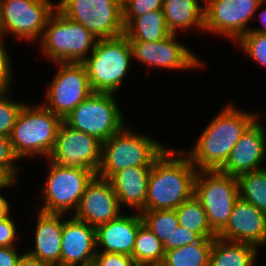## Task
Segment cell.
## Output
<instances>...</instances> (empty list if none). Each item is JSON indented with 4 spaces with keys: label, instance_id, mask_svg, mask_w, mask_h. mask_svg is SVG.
I'll return each mask as SVG.
<instances>
[{
    "label": "cell",
    "instance_id": "1f68e13d",
    "mask_svg": "<svg viewBox=\"0 0 266 266\" xmlns=\"http://www.w3.org/2000/svg\"><path fill=\"white\" fill-rule=\"evenodd\" d=\"M11 90L0 91V135L9 137L17 118L26 104L11 100Z\"/></svg>",
    "mask_w": 266,
    "mask_h": 266
},
{
    "label": "cell",
    "instance_id": "83f0119b",
    "mask_svg": "<svg viewBox=\"0 0 266 266\" xmlns=\"http://www.w3.org/2000/svg\"><path fill=\"white\" fill-rule=\"evenodd\" d=\"M143 224L163 243L165 252L171 250V235L179 226L175 209L140 212Z\"/></svg>",
    "mask_w": 266,
    "mask_h": 266
},
{
    "label": "cell",
    "instance_id": "60d3db41",
    "mask_svg": "<svg viewBox=\"0 0 266 266\" xmlns=\"http://www.w3.org/2000/svg\"><path fill=\"white\" fill-rule=\"evenodd\" d=\"M18 266H50V265L24 252L19 261Z\"/></svg>",
    "mask_w": 266,
    "mask_h": 266
},
{
    "label": "cell",
    "instance_id": "e575fe53",
    "mask_svg": "<svg viewBox=\"0 0 266 266\" xmlns=\"http://www.w3.org/2000/svg\"><path fill=\"white\" fill-rule=\"evenodd\" d=\"M3 35L0 34V91H7L11 89L12 79V65L10 55L7 53L6 44L4 43Z\"/></svg>",
    "mask_w": 266,
    "mask_h": 266
},
{
    "label": "cell",
    "instance_id": "7402d4cb",
    "mask_svg": "<svg viewBox=\"0 0 266 266\" xmlns=\"http://www.w3.org/2000/svg\"><path fill=\"white\" fill-rule=\"evenodd\" d=\"M152 167H131L114 173L108 180L123 205L140 212L146 204L148 178Z\"/></svg>",
    "mask_w": 266,
    "mask_h": 266
},
{
    "label": "cell",
    "instance_id": "277c9868",
    "mask_svg": "<svg viewBox=\"0 0 266 266\" xmlns=\"http://www.w3.org/2000/svg\"><path fill=\"white\" fill-rule=\"evenodd\" d=\"M124 126L102 142L101 164L97 176L109 179L114 173L131 167H152L167 148L150 135L139 134Z\"/></svg>",
    "mask_w": 266,
    "mask_h": 266
},
{
    "label": "cell",
    "instance_id": "7a4b0ae2",
    "mask_svg": "<svg viewBox=\"0 0 266 266\" xmlns=\"http://www.w3.org/2000/svg\"><path fill=\"white\" fill-rule=\"evenodd\" d=\"M197 171L182 150L167 147L153 163L146 204L140 212L178 208L194 195Z\"/></svg>",
    "mask_w": 266,
    "mask_h": 266
},
{
    "label": "cell",
    "instance_id": "44dd1931",
    "mask_svg": "<svg viewBox=\"0 0 266 266\" xmlns=\"http://www.w3.org/2000/svg\"><path fill=\"white\" fill-rule=\"evenodd\" d=\"M35 246L26 253L50 266H60L62 229L65 214L46 213L37 210Z\"/></svg>",
    "mask_w": 266,
    "mask_h": 266
},
{
    "label": "cell",
    "instance_id": "ab89813d",
    "mask_svg": "<svg viewBox=\"0 0 266 266\" xmlns=\"http://www.w3.org/2000/svg\"><path fill=\"white\" fill-rule=\"evenodd\" d=\"M17 181H8V182H5L1 187L0 189L2 188H10L12 187V185L14 186ZM10 206H9V201H7L6 198H4L2 196V194L0 195V219H3L5 217H7L9 214H10Z\"/></svg>",
    "mask_w": 266,
    "mask_h": 266
},
{
    "label": "cell",
    "instance_id": "e0dca14e",
    "mask_svg": "<svg viewBox=\"0 0 266 266\" xmlns=\"http://www.w3.org/2000/svg\"><path fill=\"white\" fill-rule=\"evenodd\" d=\"M266 159V131L259 117L246 129L235 143L220 172L238 177L244 173L264 169Z\"/></svg>",
    "mask_w": 266,
    "mask_h": 266
},
{
    "label": "cell",
    "instance_id": "5bb4252c",
    "mask_svg": "<svg viewBox=\"0 0 266 266\" xmlns=\"http://www.w3.org/2000/svg\"><path fill=\"white\" fill-rule=\"evenodd\" d=\"M101 152V141L63 121L48 159L59 165L90 169L97 173L101 164Z\"/></svg>",
    "mask_w": 266,
    "mask_h": 266
},
{
    "label": "cell",
    "instance_id": "6da1fadb",
    "mask_svg": "<svg viewBox=\"0 0 266 266\" xmlns=\"http://www.w3.org/2000/svg\"><path fill=\"white\" fill-rule=\"evenodd\" d=\"M248 112V113H247ZM260 114L226 104L204 128L191 150H182L197 170H219L232 148Z\"/></svg>",
    "mask_w": 266,
    "mask_h": 266
},
{
    "label": "cell",
    "instance_id": "9c48e42d",
    "mask_svg": "<svg viewBox=\"0 0 266 266\" xmlns=\"http://www.w3.org/2000/svg\"><path fill=\"white\" fill-rule=\"evenodd\" d=\"M120 110L114 93L93 92L63 121L104 142L126 125Z\"/></svg>",
    "mask_w": 266,
    "mask_h": 266
},
{
    "label": "cell",
    "instance_id": "5b68a950",
    "mask_svg": "<svg viewBox=\"0 0 266 266\" xmlns=\"http://www.w3.org/2000/svg\"><path fill=\"white\" fill-rule=\"evenodd\" d=\"M131 59V46L125 34L97 40L94 50L82 62L93 92L116 94L131 69Z\"/></svg>",
    "mask_w": 266,
    "mask_h": 266
},
{
    "label": "cell",
    "instance_id": "52a82bcc",
    "mask_svg": "<svg viewBox=\"0 0 266 266\" xmlns=\"http://www.w3.org/2000/svg\"><path fill=\"white\" fill-rule=\"evenodd\" d=\"M194 196L202 204L211 229L218 234L226 226L233 206L239 199L237 177L219 170H198Z\"/></svg>",
    "mask_w": 266,
    "mask_h": 266
},
{
    "label": "cell",
    "instance_id": "603a6c76",
    "mask_svg": "<svg viewBox=\"0 0 266 266\" xmlns=\"http://www.w3.org/2000/svg\"><path fill=\"white\" fill-rule=\"evenodd\" d=\"M200 0H164L163 12L167 27L172 34L193 28L204 31L205 6Z\"/></svg>",
    "mask_w": 266,
    "mask_h": 266
},
{
    "label": "cell",
    "instance_id": "8fae6325",
    "mask_svg": "<svg viewBox=\"0 0 266 266\" xmlns=\"http://www.w3.org/2000/svg\"><path fill=\"white\" fill-rule=\"evenodd\" d=\"M50 0H0V34L18 40L41 39L49 17L56 10Z\"/></svg>",
    "mask_w": 266,
    "mask_h": 266
},
{
    "label": "cell",
    "instance_id": "8992f818",
    "mask_svg": "<svg viewBox=\"0 0 266 266\" xmlns=\"http://www.w3.org/2000/svg\"><path fill=\"white\" fill-rule=\"evenodd\" d=\"M37 42L41 44L43 55L54 63H82L94 50L97 39L87 28L56 8Z\"/></svg>",
    "mask_w": 266,
    "mask_h": 266
},
{
    "label": "cell",
    "instance_id": "9a60e30c",
    "mask_svg": "<svg viewBox=\"0 0 266 266\" xmlns=\"http://www.w3.org/2000/svg\"><path fill=\"white\" fill-rule=\"evenodd\" d=\"M176 36L171 34L156 42L129 41L133 59L156 69L192 70L201 67L200 58L185 44L177 42Z\"/></svg>",
    "mask_w": 266,
    "mask_h": 266
},
{
    "label": "cell",
    "instance_id": "f546056e",
    "mask_svg": "<svg viewBox=\"0 0 266 266\" xmlns=\"http://www.w3.org/2000/svg\"><path fill=\"white\" fill-rule=\"evenodd\" d=\"M165 255L163 243L144 224L139 227L135 238L132 258L137 266L162 263Z\"/></svg>",
    "mask_w": 266,
    "mask_h": 266
},
{
    "label": "cell",
    "instance_id": "ffe728a7",
    "mask_svg": "<svg viewBox=\"0 0 266 266\" xmlns=\"http://www.w3.org/2000/svg\"><path fill=\"white\" fill-rule=\"evenodd\" d=\"M142 224L140 212H135L131 215L121 213L117 218L99 225L95 228L97 252L120 253L132 257L135 238Z\"/></svg>",
    "mask_w": 266,
    "mask_h": 266
},
{
    "label": "cell",
    "instance_id": "ba28073f",
    "mask_svg": "<svg viewBox=\"0 0 266 266\" xmlns=\"http://www.w3.org/2000/svg\"><path fill=\"white\" fill-rule=\"evenodd\" d=\"M49 174L42 187L43 205L36 210L46 213L65 214L77 210L87 184L96 173L90 169H81L59 165L48 161ZM72 209V210H71Z\"/></svg>",
    "mask_w": 266,
    "mask_h": 266
},
{
    "label": "cell",
    "instance_id": "f1b7e54d",
    "mask_svg": "<svg viewBox=\"0 0 266 266\" xmlns=\"http://www.w3.org/2000/svg\"><path fill=\"white\" fill-rule=\"evenodd\" d=\"M239 198L266 213V167L237 177Z\"/></svg>",
    "mask_w": 266,
    "mask_h": 266
},
{
    "label": "cell",
    "instance_id": "f35d334b",
    "mask_svg": "<svg viewBox=\"0 0 266 266\" xmlns=\"http://www.w3.org/2000/svg\"><path fill=\"white\" fill-rule=\"evenodd\" d=\"M16 247H0V266H18L24 253L18 254Z\"/></svg>",
    "mask_w": 266,
    "mask_h": 266
},
{
    "label": "cell",
    "instance_id": "4fadbf2b",
    "mask_svg": "<svg viewBox=\"0 0 266 266\" xmlns=\"http://www.w3.org/2000/svg\"><path fill=\"white\" fill-rule=\"evenodd\" d=\"M204 31L223 35L235 43L266 0H205Z\"/></svg>",
    "mask_w": 266,
    "mask_h": 266
},
{
    "label": "cell",
    "instance_id": "d590c367",
    "mask_svg": "<svg viewBox=\"0 0 266 266\" xmlns=\"http://www.w3.org/2000/svg\"><path fill=\"white\" fill-rule=\"evenodd\" d=\"M92 266H137L126 254L97 252Z\"/></svg>",
    "mask_w": 266,
    "mask_h": 266
},
{
    "label": "cell",
    "instance_id": "8d00e7d4",
    "mask_svg": "<svg viewBox=\"0 0 266 266\" xmlns=\"http://www.w3.org/2000/svg\"><path fill=\"white\" fill-rule=\"evenodd\" d=\"M17 228L11 213L0 219V247H17Z\"/></svg>",
    "mask_w": 266,
    "mask_h": 266
},
{
    "label": "cell",
    "instance_id": "4dcf8cb0",
    "mask_svg": "<svg viewBox=\"0 0 266 266\" xmlns=\"http://www.w3.org/2000/svg\"><path fill=\"white\" fill-rule=\"evenodd\" d=\"M236 42L246 56L266 68V34L250 30Z\"/></svg>",
    "mask_w": 266,
    "mask_h": 266
},
{
    "label": "cell",
    "instance_id": "d4e9b609",
    "mask_svg": "<svg viewBox=\"0 0 266 266\" xmlns=\"http://www.w3.org/2000/svg\"><path fill=\"white\" fill-rule=\"evenodd\" d=\"M124 34L129 41L156 42L172 33L167 27L163 10L150 11L133 18L126 26Z\"/></svg>",
    "mask_w": 266,
    "mask_h": 266
},
{
    "label": "cell",
    "instance_id": "30bf717a",
    "mask_svg": "<svg viewBox=\"0 0 266 266\" xmlns=\"http://www.w3.org/2000/svg\"><path fill=\"white\" fill-rule=\"evenodd\" d=\"M56 8L87 28L97 40L124 34L122 0H60Z\"/></svg>",
    "mask_w": 266,
    "mask_h": 266
},
{
    "label": "cell",
    "instance_id": "d6986e66",
    "mask_svg": "<svg viewBox=\"0 0 266 266\" xmlns=\"http://www.w3.org/2000/svg\"><path fill=\"white\" fill-rule=\"evenodd\" d=\"M97 254L95 227L76 219H65L62 229L60 266H92Z\"/></svg>",
    "mask_w": 266,
    "mask_h": 266
},
{
    "label": "cell",
    "instance_id": "7bdbcfd3",
    "mask_svg": "<svg viewBox=\"0 0 266 266\" xmlns=\"http://www.w3.org/2000/svg\"><path fill=\"white\" fill-rule=\"evenodd\" d=\"M140 266H165L163 263H148Z\"/></svg>",
    "mask_w": 266,
    "mask_h": 266
},
{
    "label": "cell",
    "instance_id": "7c38bea8",
    "mask_svg": "<svg viewBox=\"0 0 266 266\" xmlns=\"http://www.w3.org/2000/svg\"><path fill=\"white\" fill-rule=\"evenodd\" d=\"M55 65L58 68L42 104L65 119L93 90L83 63L57 62Z\"/></svg>",
    "mask_w": 266,
    "mask_h": 266
},
{
    "label": "cell",
    "instance_id": "ee69618b",
    "mask_svg": "<svg viewBox=\"0 0 266 266\" xmlns=\"http://www.w3.org/2000/svg\"><path fill=\"white\" fill-rule=\"evenodd\" d=\"M6 181L0 176V187L5 183Z\"/></svg>",
    "mask_w": 266,
    "mask_h": 266
},
{
    "label": "cell",
    "instance_id": "3957f363",
    "mask_svg": "<svg viewBox=\"0 0 266 266\" xmlns=\"http://www.w3.org/2000/svg\"><path fill=\"white\" fill-rule=\"evenodd\" d=\"M39 104L23 106L9 136L18 159L39 156L48 159L54 148L63 119Z\"/></svg>",
    "mask_w": 266,
    "mask_h": 266
},
{
    "label": "cell",
    "instance_id": "ac0fdd59",
    "mask_svg": "<svg viewBox=\"0 0 266 266\" xmlns=\"http://www.w3.org/2000/svg\"><path fill=\"white\" fill-rule=\"evenodd\" d=\"M217 237L225 241L249 243L260 249L266 245V213L239 198L226 226Z\"/></svg>",
    "mask_w": 266,
    "mask_h": 266
},
{
    "label": "cell",
    "instance_id": "b9f144b4",
    "mask_svg": "<svg viewBox=\"0 0 266 266\" xmlns=\"http://www.w3.org/2000/svg\"><path fill=\"white\" fill-rule=\"evenodd\" d=\"M259 18V21L263 24L262 27L259 28H251V30H255L261 33L266 34V8L264 10H261L259 16L257 17V19Z\"/></svg>",
    "mask_w": 266,
    "mask_h": 266
},
{
    "label": "cell",
    "instance_id": "74e56055",
    "mask_svg": "<svg viewBox=\"0 0 266 266\" xmlns=\"http://www.w3.org/2000/svg\"><path fill=\"white\" fill-rule=\"evenodd\" d=\"M202 239V237L192 231L188 230L182 226H178L171 235V249L180 248L184 245L197 243Z\"/></svg>",
    "mask_w": 266,
    "mask_h": 266
},
{
    "label": "cell",
    "instance_id": "836d02e7",
    "mask_svg": "<svg viewBox=\"0 0 266 266\" xmlns=\"http://www.w3.org/2000/svg\"><path fill=\"white\" fill-rule=\"evenodd\" d=\"M164 0H122L123 24L150 11L163 10Z\"/></svg>",
    "mask_w": 266,
    "mask_h": 266
},
{
    "label": "cell",
    "instance_id": "cb8c5ba5",
    "mask_svg": "<svg viewBox=\"0 0 266 266\" xmlns=\"http://www.w3.org/2000/svg\"><path fill=\"white\" fill-rule=\"evenodd\" d=\"M259 248L249 243L225 241L214 238L209 266H253Z\"/></svg>",
    "mask_w": 266,
    "mask_h": 266
},
{
    "label": "cell",
    "instance_id": "484cf974",
    "mask_svg": "<svg viewBox=\"0 0 266 266\" xmlns=\"http://www.w3.org/2000/svg\"><path fill=\"white\" fill-rule=\"evenodd\" d=\"M214 238H202L197 243L184 245L165 252V266H209Z\"/></svg>",
    "mask_w": 266,
    "mask_h": 266
},
{
    "label": "cell",
    "instance_id": "4316f807",
    "mask_svg": "<svg viewBox=\"0 0 266 266\" xmlns=\"http://www.w3.org/2000/svg\"><path fill=\"white\" fill-rule=\"evenodd\" d=\"M175 210L180 226L198 233L202 238L217 237L208 223L202 204L194 195Z\"/></svg>",
    "mask_w": 266,
    "mask_h": 266
},
{
    "label": "cell",
    "instance_id": "d6a6232c",
    "mask_svg": "<svg viewBox=\"0 0 266 266\" xmlns=\"http://www.w3.org/2000/svg\"><path fill=\"white\" fill-rule=\"evenodd\" d=\"M18 160L20 161L14 155L9 137L0 135V176L6 182L18 180L19 167L15 164Z\"/></svg>",
    "mask_w": 266,
    "mask_h": 266
},
{
    "label": "cell",
    "instance_id": "2e32d148",
    "mask_svg": "<svg viewBox=\"0 0 266 266\" xmlns=\"http://www.w3.org/2000/svg\"><path fill=\"white\" fill-rule=\"evenodd\" d=\"M121 209L110 181L95 175L87 184L73 216L96 228L117 218Z\"/></svg>",
    "mask_w": 266,
    "mask_h": 266
}]
</instances>
